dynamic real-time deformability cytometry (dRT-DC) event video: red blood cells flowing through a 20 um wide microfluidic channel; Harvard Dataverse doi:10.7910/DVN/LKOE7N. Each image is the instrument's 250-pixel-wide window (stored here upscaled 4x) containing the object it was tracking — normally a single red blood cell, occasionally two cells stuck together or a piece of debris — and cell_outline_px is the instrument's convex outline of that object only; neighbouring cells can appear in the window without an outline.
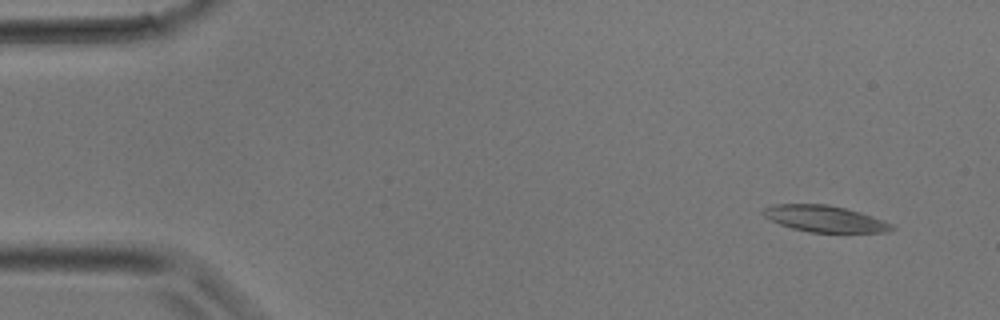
{"species": "common noctule bat (a hibernating species)", "species_latin": "Nyctalus noctula", "temperature_condition": "room temperature", "stored_images_in_passage": 3, "camera_frame_rate_fps": 3000, "um_per_image_px": 0.085, "animal": {"sex": "male", "body_mass_g": 17.9}, "frame": {"image": 1, "passage_image": 1, "time_ms": 0.0, "image_size_px": [1000, 320], "cell_outline_px": [[896, 228], [888, 232], [812, 232], [792, 228], [780, 224], [764, 216], [760, 212], [764, 208], [772, 204], [828, 204], [860, 212], [884, 220], [892, 224]], "centroid_in_image_um": [70.11, 18.59], "position_along_channel_um": 14.9, "area_um2": 19.71}}
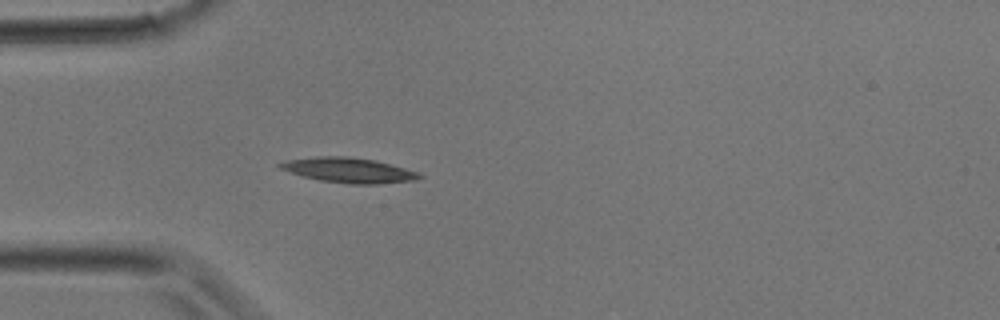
{"frame": {"image": 2, "passage_image": 3, "time_ms": 0.667, "image_size_px": [1000, 320], "cell_outline_px": [[424, 176], [416, 180], [380, 184], [348, 184], [320, 180], [304, 176], [280, 168], [276, 164], [288, 160], [316, 156], [348, 156], [376, 160], [420, 172]], "centroid_in_image_um": [29.71, 14.46], "position_along_channel_um": 55.3, "area_um2": 20.35}}